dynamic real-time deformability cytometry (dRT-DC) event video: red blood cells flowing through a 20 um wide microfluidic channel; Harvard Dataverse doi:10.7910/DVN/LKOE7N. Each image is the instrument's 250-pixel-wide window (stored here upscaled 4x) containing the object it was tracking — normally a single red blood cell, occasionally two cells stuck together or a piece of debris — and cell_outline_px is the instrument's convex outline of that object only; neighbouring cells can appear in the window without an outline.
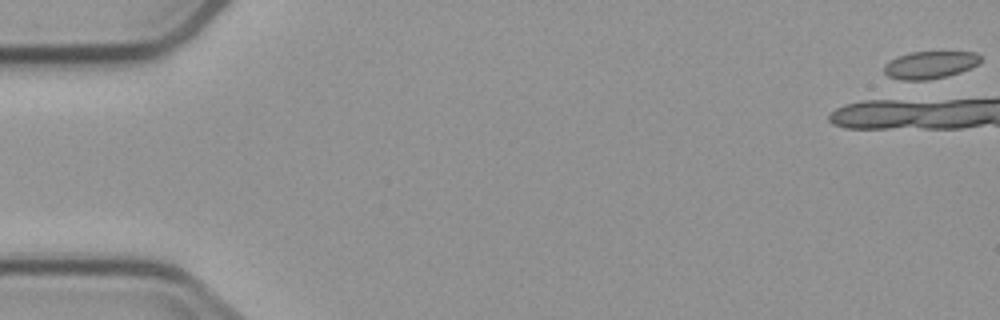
{"species": "common noctule bat (a hibernating species)", "species_latin": "Nyctalus noctula", "temperature_condition": "cold", "stored_images_in_passage": 1, "camera_frame_rate_fps": 3000, "um_per_image_px": 0.085, "animal": {"sex": "male", "body_mass_g": 23.1, "forearm_length_mm": 52.7}, "frame": {"image": 1, "passage_image": 1, "time_ms": 0.0, "image_size_px": [1000, 320], "cell_outline_px": [[980, 60], [976, 64], [960, 72], [928, 80], [904, 80], [888, 76], [884, 72], [884, 64], [900, 56], [912, 52], [976, 52], [980, 56]], "centroid_in_image_um": [79.03, 5.51], "position_along_channel_um": 6.0, "area_um2": 15.03}}